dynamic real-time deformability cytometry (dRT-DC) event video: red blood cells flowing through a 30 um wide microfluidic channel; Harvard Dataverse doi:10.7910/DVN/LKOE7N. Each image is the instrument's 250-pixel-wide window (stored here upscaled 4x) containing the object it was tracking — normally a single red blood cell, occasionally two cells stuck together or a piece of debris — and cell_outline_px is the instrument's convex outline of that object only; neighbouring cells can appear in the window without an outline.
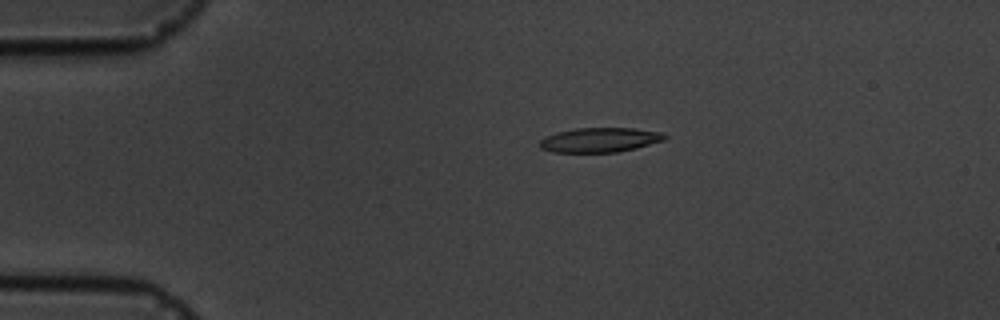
{"species": "common noctule bat (a hibernating species)", "species_latin": "Nyctalus noctula", "temperature_condition": "cold", "stored_images_in_passage": 17, "camera_frame_rate_fps": 3000, "um_per_image_px": 0.085, "animal": {"sex": "male", "body_mass_g": 19.5, "forearm_length_mm": 54.6}, "frame": {"image": 1, "passage_image": 4, "time_ms": 3.333, "image_size_px": [1000, 320], "cell_outline_px": [[668, 136], [664, 140], [636, 148], [616, 152], [552, 152], [540, 148], [540, 140], [544, 136], [556, 132], [576, 128], [632, 128], [660, 132]], "centroid_in_image_um": [50.95, 11.89], "position_along_channel_um": 34.0, "area_um2": 17.86}}
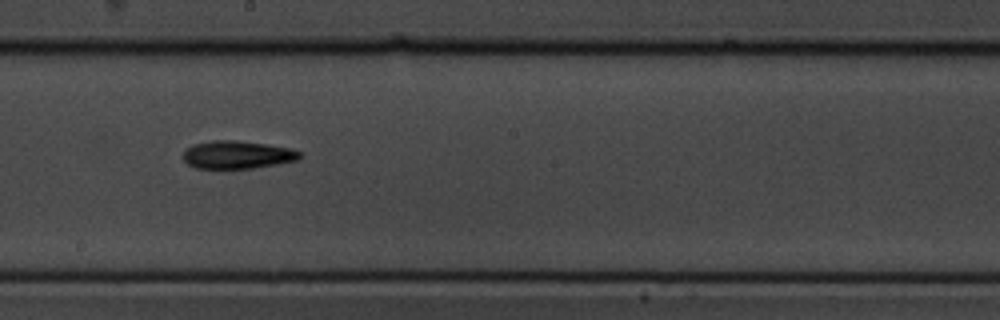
{"frame": {"image": 2, "passage_image": 10, "time_ms": 10.0, "image_size_px": [1000, 320], "cell_outline_px": [[300, 156], [296, 160], [276, 164], [252, 168], [196, 168], [188, 164], [184, 160], [184, 152], [192, 144], [212, 140], [236, 140], [268, 144], [292, 148], [300, 152]], "centroid_in_image_um": [20.16, 13.14], "position_along_channel_um": 228.0, "area_um2": 18.84}}
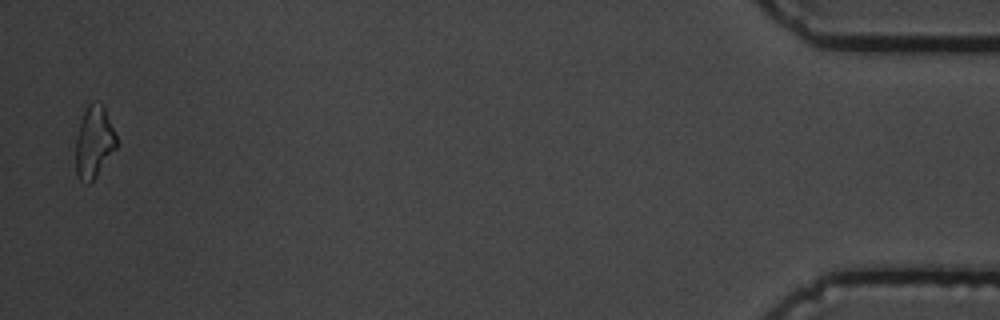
{"frame": {"image": 3, "passage_image": 17, "time_ms": 18.0, "image_size_px": [1000, 320], "cell_outline_px": [[116, 148], [96, 176], [88, 184], [84, 184], [80, 180], [76, 172], [76, 136], [84, 100], [92, 100], [104, 104], [116, 136]], "centroid_in_image_um": [7.95, 11.95], "position_along_channel_um": 427.2, "area_um2": 17.63}, "authors_computed_cell_mechanics": {"area_um2": 17.8602, "velocity_mm_per_s": 3.5646, "shape_relaxation_time_tau1_ms": 4.0901, "shape_relaxation_time_tau2_ms": 10.9826, "deformation_change_tau1": 0.1174, "deformation_change_tau2": 0.2245}}